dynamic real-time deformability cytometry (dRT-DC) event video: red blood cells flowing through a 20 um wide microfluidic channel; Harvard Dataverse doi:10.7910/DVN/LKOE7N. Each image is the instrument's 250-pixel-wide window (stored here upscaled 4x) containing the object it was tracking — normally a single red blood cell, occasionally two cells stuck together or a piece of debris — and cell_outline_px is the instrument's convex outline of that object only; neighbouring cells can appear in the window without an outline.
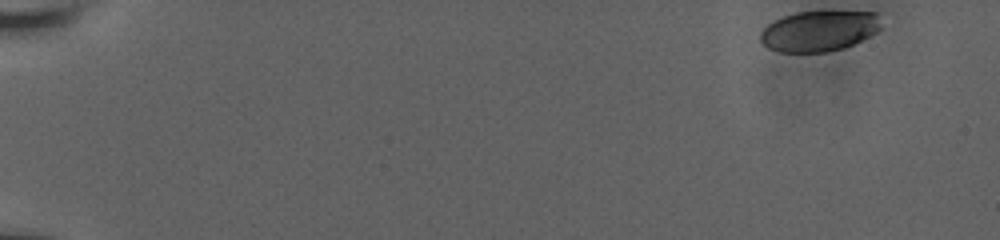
{"species": "human", "species_latin": "Homo sapiens", "temperature_condition": "room temperature", "stored_images_in_passage": 31, "camera_frame_rate_fps": 3000, "um_per_image_px": 0.085, "donor": {"sex": "male"}, "frame": {"image": 1, "passage_image": 1, "time_ms": 0.0, "image_size_px": [1000, 240], "cell_outline_px": [[880, 28], [876, 32], [844, 48], [828, 52], [780, 52], [768, 48], [760, 40], [760, 32], [772, 20], [796, 12], [876, 12]], "centroid_in_image_um": [69.56, 2.64], "position_along_channel_um": 15.4, "area_um2": 28.26}}
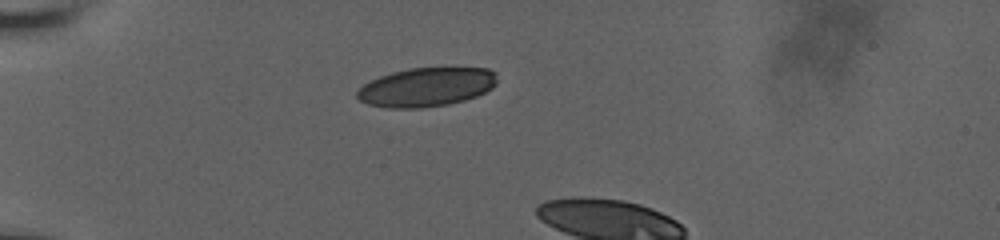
{"frame": {"image": 2, "passage_image": 24, "time_ms": 4.667, "image_size_px": [1000, 240], "cell_outline_px": [[496, 84], [492, 88], [476, 96], [464, 100], [448, 104], [420, 108], [388, 108], [368, 104], [360, 100], [356, 96], [356, 92], [364, 84], [380, 76], [392, 72], [408, 68], [488, 68], [496, 72]], "centroid_in_image_um": [36.24, 7.4], "position_along_channel_um": 48.8, "area_um2": 31.67}}